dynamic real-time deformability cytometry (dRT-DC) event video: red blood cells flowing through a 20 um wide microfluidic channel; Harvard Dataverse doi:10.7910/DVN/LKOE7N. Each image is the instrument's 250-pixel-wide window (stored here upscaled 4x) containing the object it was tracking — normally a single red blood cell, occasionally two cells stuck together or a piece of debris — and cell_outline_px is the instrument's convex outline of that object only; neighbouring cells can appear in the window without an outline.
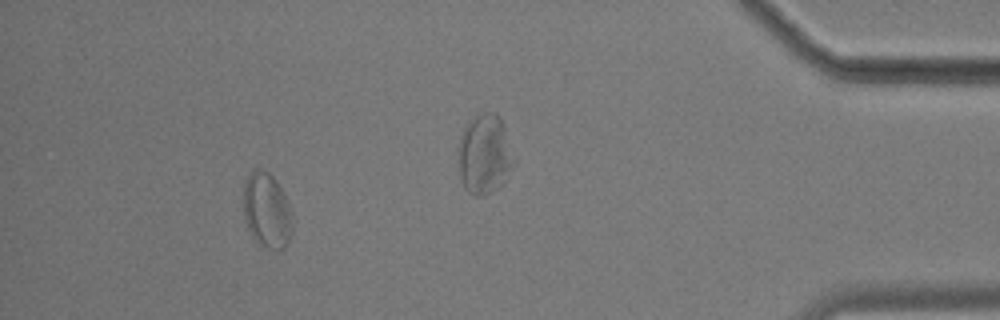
{"species": "common noctule bat (a hibernating species)", "species_latin": "Nyctalus noctula", "temperature_condition": "cold", "stored_images_in_passage": 15, "camera_frame_rate_fps": 3000, "um_per_image_px": 0.085, "animal": {"sex": "male", "body_mass_g": 17.9}, "frame": {"image": 1, "passage_image": 13, "time_ms": 16.0, "image_size_px": [1000, 320], "cell_outline_px": [[292, 232], [284, 248], [268, 248], [256, 244], [244, 220], [244, 184], [252, 168], [260, 168], [268, 172], [276, 180], [284, 192], [288, 200], [292, 224]], "centroid_in_image_um": [22.66, 17.87], "position_along_channel_um": 412.5, "area_um2": 21.56}}